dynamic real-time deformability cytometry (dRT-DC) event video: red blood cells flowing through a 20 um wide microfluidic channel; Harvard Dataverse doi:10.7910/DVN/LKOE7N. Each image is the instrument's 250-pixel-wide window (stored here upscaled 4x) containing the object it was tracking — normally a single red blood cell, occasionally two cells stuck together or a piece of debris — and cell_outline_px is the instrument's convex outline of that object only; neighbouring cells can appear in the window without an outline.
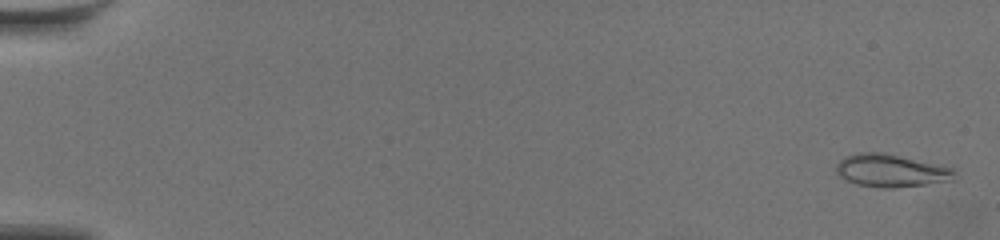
{"species": "common noctule bat (a hibernating species)", "species_latin": "Nyctalus noctula", "temperature_condition": "warm", "stored_images_in_passage": 60, "camera_frame_rate_fps": 3000, "um_per_image_px": 0.085, "animal": {"sex": "female", "body_mass_g": 19.5, "forearm_length_mm": 54.1}, "frame": {"image": 1, "passage_image": 2, "time_ms": 0.333, "image_size_px": [1000, 240], "cell_outline_px": [[956, 180], [896, 188], [880, 188], [856, 184], [844, 180], [836, 172], [836, 164], [844, 156], [856, 152], [880, 152], [952, 168]], "centroid_in_image_um": [75.67, 14.52], "position_along_channel_um": 9.3, "area_um2": 22.48}}
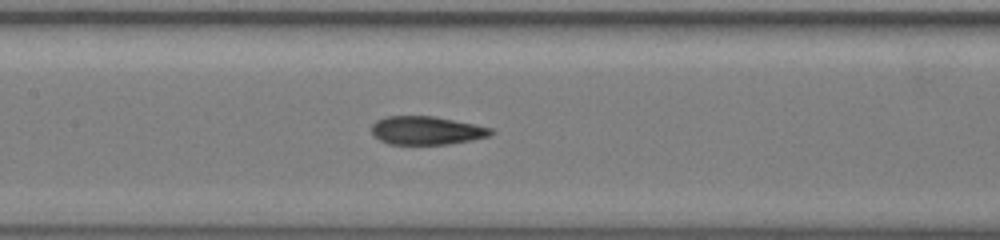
{"frame": {"image": 2, "passage_image": 31, "time_ms": 10.0, "image_size_px": [1000, 240], "cell_outline_px": [[496, 132], [488, 136], [472, 140], [448, 144], [388, 144], [380, 140], [372, 132], [372, 124], [376, 120], [384, 116], [436, 116], [492, 128]], "centroid_in_image_um": [36.26, 11.08], "position_along_channel_um": 171.1, "area_um2": 19.77}}
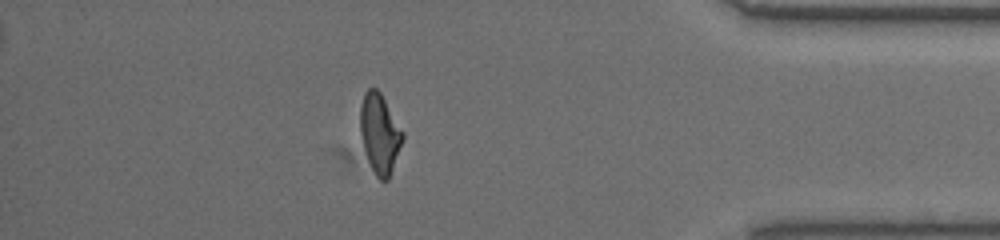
{"frame": {"image": 3, "passage_image": 53, "time_ms": 17.333, "image_size_px": [1000, 240], "cell_outline_px": [[404, 140], [388, 180], [380, 180], [376, 176], [368, 160], [360, 136], [360, 104], [364, 92], [368, 88], [376, 88], [380, 92], [404, 132]], "centroid_in_image_um": [32.28, 11.34], "position_along_channel_um": 402.9, "area_um2": 19.77}, "authors_computed_cell_mechanics": {"area_um2": 20.1722, "velocity_mm_per_s": 3.5856, "shape_relaxation_time_tau1_ms": 6.0231, "shape_relaxation_time_tau2_ms": 1.4267, "deformation_change_tau1": 0.2241, "deformation_change_tau2": 0.09}}